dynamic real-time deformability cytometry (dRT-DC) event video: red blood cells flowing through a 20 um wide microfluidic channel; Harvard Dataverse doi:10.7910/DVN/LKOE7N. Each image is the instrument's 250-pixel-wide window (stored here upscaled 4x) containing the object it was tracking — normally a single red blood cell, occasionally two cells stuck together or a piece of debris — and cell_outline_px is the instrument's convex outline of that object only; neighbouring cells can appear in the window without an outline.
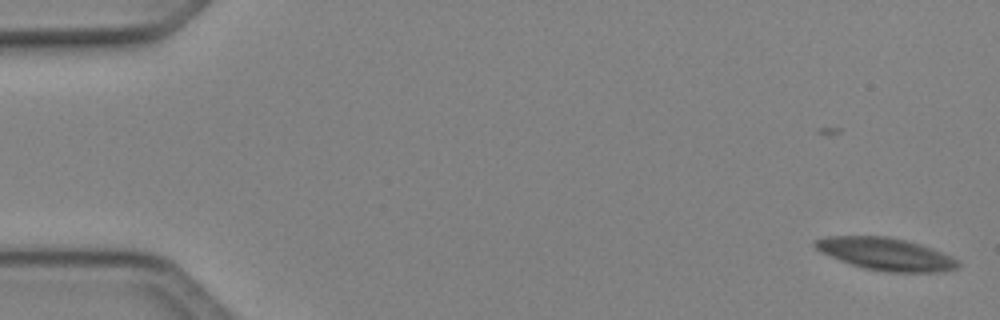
{"species": "Egyptian fruit bat (a non-hibernating species)", "species_latin": "Rousettus aegyptiacus", "temperature_condition": "cold", "stored_images_in_passage": 16, "camera_frame_rate_fps": 3000, "um_per_image_px": 0.085, "animal": {"sex": "female"}, "frame": {"image": 1, "passage_image": 1, "time_ms": 0.0, "image_size_px": [1000, 320], "cell_outline_px": [[960, 264], [956, 268], [940, 272], [888, 272], [864, 268], [840, 260], [820, 252], [812, 244], [812, 240], [824, 236], [884, 236], [904, 240], [920, 244], [944, 252], [960, 260]], "centroid_in_image_um": [75.29, 21.59], "position_along_channel_um": 9.7, "area_um2": 27.11}}